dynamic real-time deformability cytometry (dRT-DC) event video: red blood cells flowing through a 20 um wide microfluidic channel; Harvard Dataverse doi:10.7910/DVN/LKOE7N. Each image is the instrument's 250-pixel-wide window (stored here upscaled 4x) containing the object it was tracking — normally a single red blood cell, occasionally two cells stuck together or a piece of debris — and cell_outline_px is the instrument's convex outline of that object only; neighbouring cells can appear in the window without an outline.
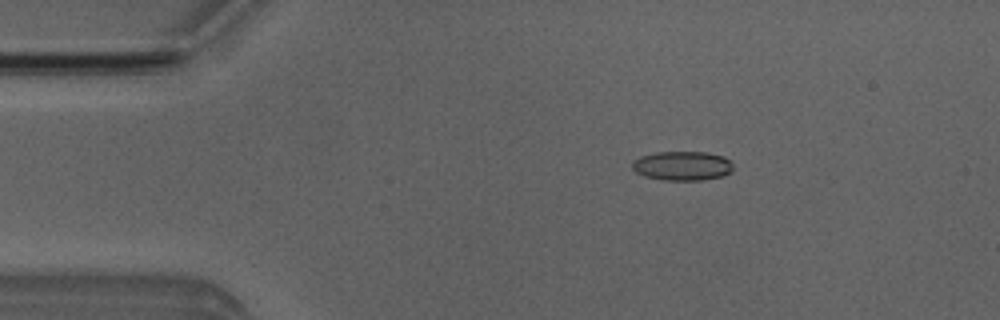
{"species": "Egyptian fruit bat (a non-hibernating species)", "species_latin": "Rousettus aegyptiacus", "temperature_condition": "room temperature", "stored_images_in_passage": 3, "camera_frame_rate_fps": 3000, "um_per_image_px": 0.085, "animal": {"sex": "male"}, "frame": {"image": 1, "passage_image": 1, "time_ms": 0.0, "image_size_px": [1000, 320], "cell_outline_px": [[732, 172], [720, 176], [700, 180], [664, 180], [644, 176], [636, 172], [632, 168], [632, 160], [640, 156], [656, 152], [708, 152], [724, 156], [732, 164]], "centroid_in_image_um": [57.97, 14.08], "position_along_channel_um": 27.0, "area_um2": 17.22}}